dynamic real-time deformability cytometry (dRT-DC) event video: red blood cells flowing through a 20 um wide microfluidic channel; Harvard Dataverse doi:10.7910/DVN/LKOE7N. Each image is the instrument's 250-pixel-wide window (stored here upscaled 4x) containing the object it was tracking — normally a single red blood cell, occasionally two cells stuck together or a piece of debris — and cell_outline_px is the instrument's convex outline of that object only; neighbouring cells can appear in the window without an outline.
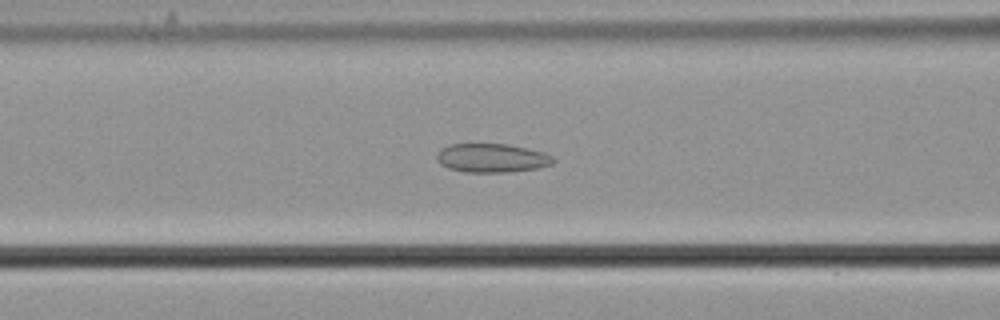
{"species": "common noctule bat (a hibernating species)", "species_latin": "Nyctalus noctula", "temperature_condition": "cold", "stored_images_in_passage": 40, "camera_frame_rate_fps": 3000, "um_per_image_px": 0.085, "animal": {"sex": "male", "body_mass_g": 21.5, "forearm_length_mm": 52.0}, "frame": {"image": 1, "passage_image": 7, "time_ms": 2.0, "image_size_px": [1000, 320], "cell_outline_px": [[556, 160], [552, 164], [536, 168], [504, 172], [464, 172], [448, 168], [440, 164], [436, 160], [436, 156], [444, 148], [452, 144], [508, 144], [544, 152], [552, 156]], "centroid_in_image_um": [41.81, 13.43], "position_along_channel_um": 124.8, "area_um2": 19.36}}
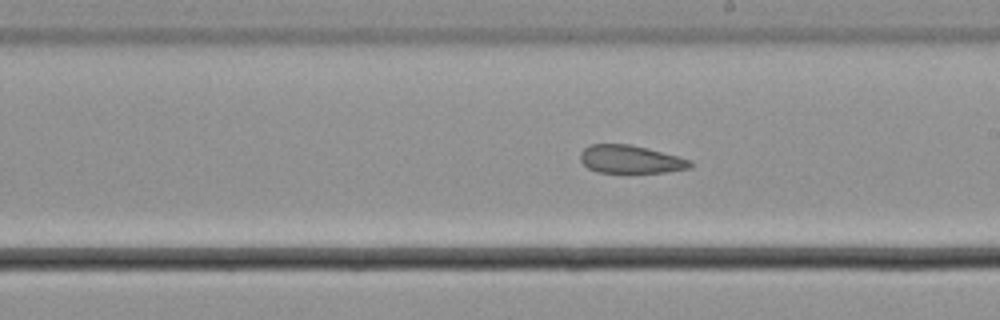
{"frame": {"image": 2, "passage_image": 16, "time_ms": 5.0, "image_size_px": [1000, 320], "cell_outline_px": [[692, 164], [688, 168], [664, 172], [596, 172], [588, 168], [580, 160], [580, 152], [584, 148], [592, 144], [628, 144], [648, 148], [680, 156], [692, 160]], "centroid_in_image_um": [53.59, 13.53], "position_along_channel_um": 235.4, "area_um2": 17.92}}
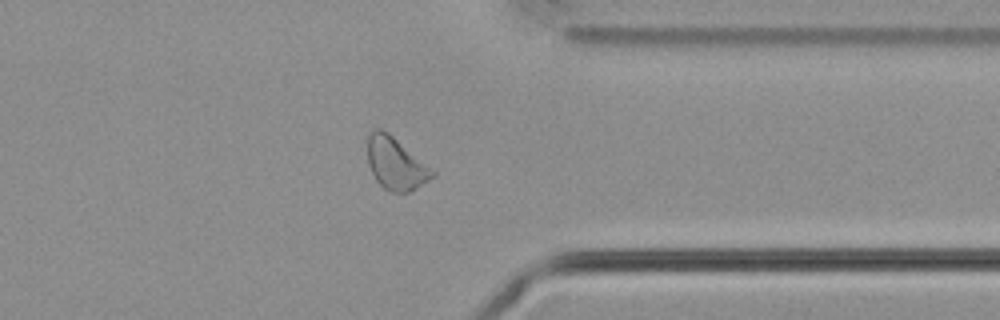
{"frame": {"image": 3, "passage_image": 28, "time_ms": 9.0, "image_size_px": [1000, 320], "cell_outline_px": [[436, 176], [416, 188], [408, 192], [388, 192], [376, 180], [368, 164], [368, 136], [376, 128], [380, 128], [392, 136], [436, 172]], "centroid_in_image_um": [33.64, 13.93], "position_along_channel_um": 377.8, "area_um2": 19.36}, "authors_computed_cell_mechanics": {"area_um2": 19.652, "velocity_mm_per_s": 3.6986, "shape_relaxation_time_tau1_ms": null, "shape_relaxation_time_tau2_ms": 3.0684, "deformation_change_tau1": null, "deformation_change_tau2": 0.1003}}